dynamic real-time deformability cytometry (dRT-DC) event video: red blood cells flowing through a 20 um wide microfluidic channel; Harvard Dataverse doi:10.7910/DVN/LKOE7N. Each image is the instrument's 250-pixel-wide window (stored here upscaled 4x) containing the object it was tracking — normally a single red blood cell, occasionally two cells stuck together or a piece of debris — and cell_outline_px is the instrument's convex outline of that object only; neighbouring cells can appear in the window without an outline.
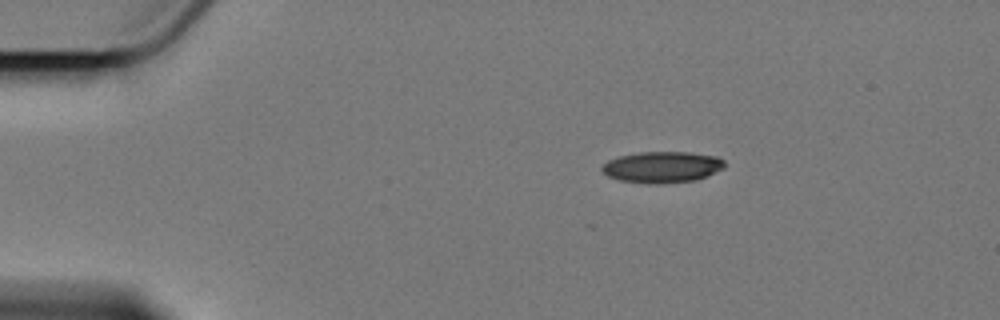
{"species": "Egyptian fruit bat (a non-hibernating species)", "species_latin": "Rousettus aegyptiacus", "temperature_condition": "cold", "stored_images_in_passage": 3, "camera_frame_rate_fps": 3000, "um_per_image_px": 0.085, "animal": {"sex": "female"}, "frame": {"image": 1, "passage_image": 1, "time_ms": 0.0, "image_size_px": [1000, 320], "cell_outline_px": [[724, 168], [708, 176], [696, 180], [660, 184], [644, 184], [620, 180], [608, 176], [600, 168], [608, 160], [620, 156], [640, 152], [688, 152], [716, 156], [724, 160]], "centroid_in_image_um": [56.3, 14.21], "position_along_channel_um": 28.7, "area_um2": 22.43}}